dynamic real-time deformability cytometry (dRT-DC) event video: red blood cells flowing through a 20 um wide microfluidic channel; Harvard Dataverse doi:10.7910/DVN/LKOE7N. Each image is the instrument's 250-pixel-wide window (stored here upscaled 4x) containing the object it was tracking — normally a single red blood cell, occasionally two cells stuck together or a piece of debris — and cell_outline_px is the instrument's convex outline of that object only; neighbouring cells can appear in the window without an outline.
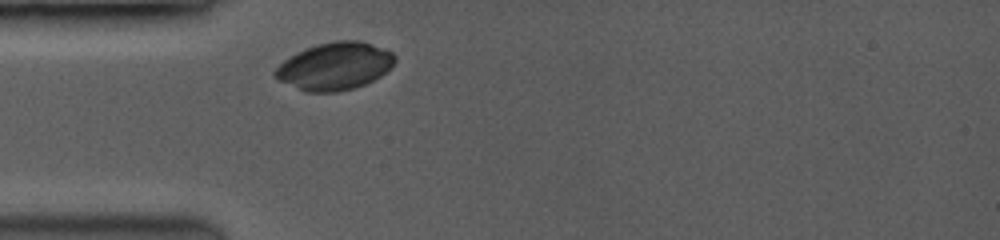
{"species": "common noctule bat (a hibernating species)", "species_latin": "Nyctalus noctula", "temperature_condition": "room temperature", "stored_images_in_passage": 1, "camera_frame_rate_fps": 3500, "um_per_image_px": 0.085, "animal": {"sex": "female", "body_mass_g": 19.0, "forearm_length_mm": 53.3}, "frame": {"image": 1, "passage_image": 1, "time_ms": 0.0, "image_size_px": [1000, 240], "cell_outline_px": [[396, 60], [380, 76], [364, 84], [352, 88], [336, 92], [308, 92], [280, 80], [272, 72], [284, 60], [296, 52], [316, 44], [336, 40], [360, 40], [372, 44], [392, 52], [396, 56]], "centroid_in_image_um": [28.46, 5.6], "position_along_channel_um": 56.5, "area_um2": 32.71}}